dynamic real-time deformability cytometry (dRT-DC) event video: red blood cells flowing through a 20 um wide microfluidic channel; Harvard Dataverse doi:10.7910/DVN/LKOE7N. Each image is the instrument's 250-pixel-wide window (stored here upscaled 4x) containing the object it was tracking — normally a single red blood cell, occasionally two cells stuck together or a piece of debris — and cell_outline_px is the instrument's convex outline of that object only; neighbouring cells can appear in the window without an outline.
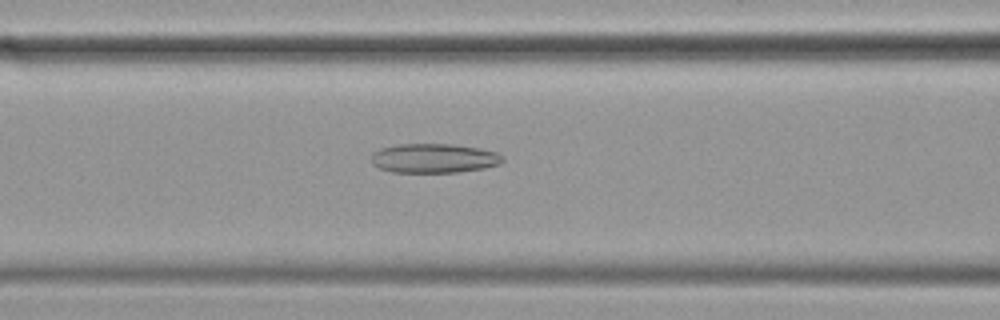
{"species": "common noctule bat (a hibernating species)", "species_latin": "Nyctalus noctula", "temperature_condition": "cold", "stored_images_in_passage": 59, "camera_frame_rate_fps": 3000, "um_per_image_px": 0.085, "animal": {"sex": "female", "body_mass_g": 19.9}, "frame": {"image": 1, "passage_image": 23, "time_ms": 7.333, "image_size_px": [1000, 320], "cell_outline_px": [[504, 160], [500, 164], [484, 168], [456, 172], [392, 172], [380, 168], [372, 164], [372, 152], [380, 148], [400, 144], [452, 144], [480, 148], [496, 152]], "centroid_in_image_um": [36.87, 13.45], "position_along_channel_um": 129.7, "area_um2": 22.37}}
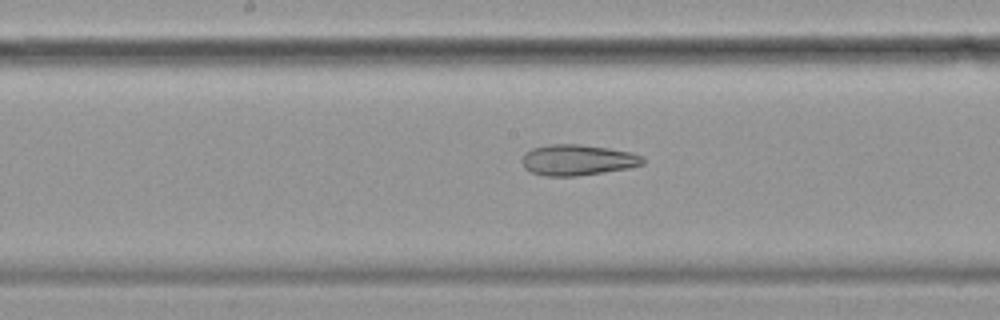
{"frame": {"image": 2, "passage_image": 29, "time_ms": 9.333, "image_size_px": [1000, 320], "cell_outline_px": [[644, 164], [628, 168], [576, 176], [544, 176], [532, 172], [524, 168], [520, 160], [524, 152], [532, 148], [548, 144], [580, 144], [608, 148], [628, 152], [640, 156], [644, 160]], "centroid_in_image_um": [49.01, 13.59], "position_along_channel_um": 199.2, "area_um2": 21.68}}
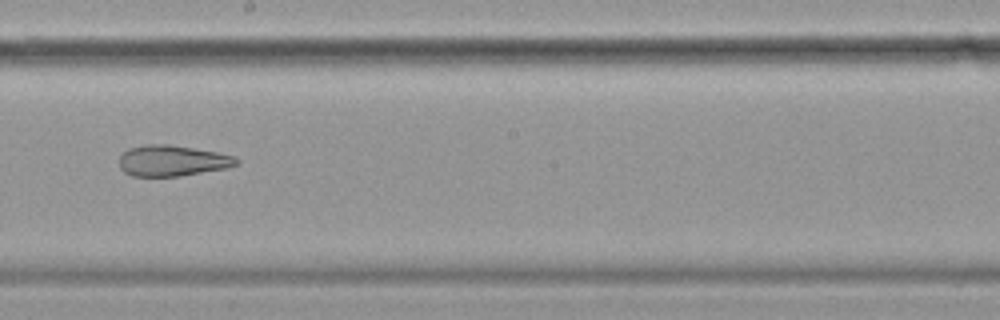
{"frame": {"image": 3, "passage_image": 32, "time_ms": 10.333, "image_size_px": [1000, 320], "cell_outline_px": [[240, 160], [236, 164], [228, 168], [180, 176], [132, 176], [124, 172], [120, 168], [120, 156], [128, 148], [148, 144], [168, 144], [216, 152], [236, 156]], "centroid_in_image_um": [14.65, 13.66], "position_along_channel_um": 233.5, "area_um2": 21.1}, "authors_computed_cell_mechanics": {"area_um2": 21.9062, "velocity_mm_per_s": 3.4693, "shape_relaxation_time_tau1_ms": null, "shape_relaxation_time_tau2_ms": 7.318, "deformation_change_tau1": null, "deformation_change_tau2": 0.197}}